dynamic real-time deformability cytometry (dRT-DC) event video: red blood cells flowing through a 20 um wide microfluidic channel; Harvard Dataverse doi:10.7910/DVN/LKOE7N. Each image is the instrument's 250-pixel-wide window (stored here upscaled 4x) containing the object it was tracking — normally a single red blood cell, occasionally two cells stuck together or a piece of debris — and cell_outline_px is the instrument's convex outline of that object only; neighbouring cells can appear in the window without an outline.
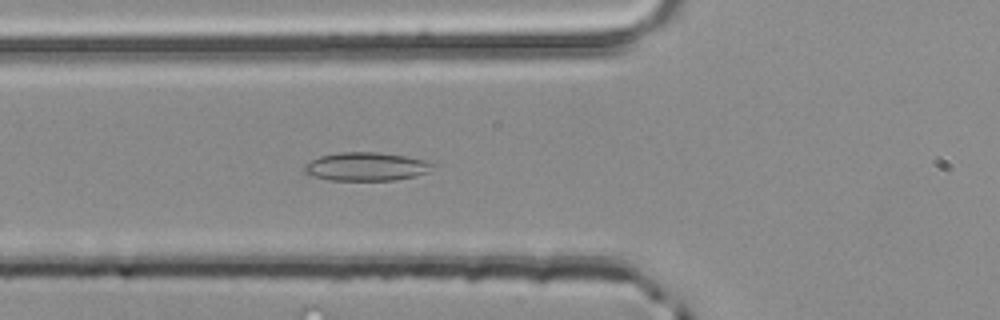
{"species": "common noctule bat (a hibernating species)", "species_latin": "Nyctalus noctula", "temperature_condition": "room temperature", "stored_images_in_passage": 36, "camera_frame_rate_fps": 3000, "um_per_image_px": 0.085, "animal": {"sex": "male", "body_mass_g": 20.4}, "frame": {"image": 1, "passage_image": 4, "time_ms": 1.0, "image_size_px": [1000, 320], "cell_outline_px": [[436, 164], [428, 172], [416, 176], [396, 180], [328, 180], [312, 176], [304, 172], [304, 164], [320, 156], [340, 152], [376, 152], [408, 156], [428, 160]], "centroid_in_image_um": [31.17, 14.16], "position_along_channel_um": 94.6, "area_um2": 21.5}}
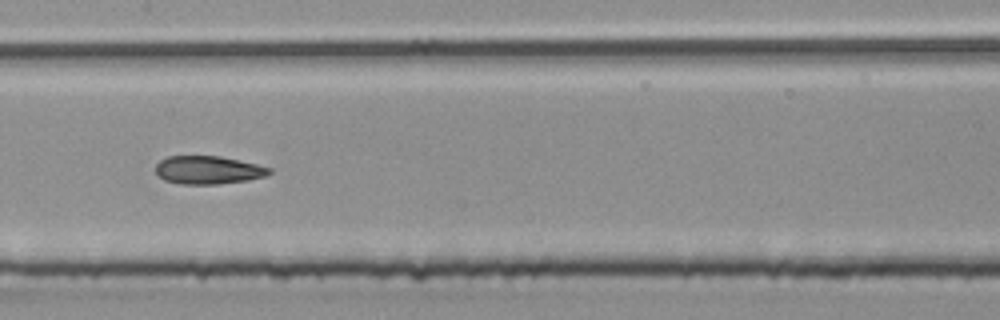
{"frame": {"image": 2, "passage_image": 11, "time_ms": 3.333, "image_size_px": [1000, 320], "cell_outline_px": [[272, 172], [264, 176], [248, 180], [216, 184], [180, 184], [164, 180], [156, 172], [156, 164], [160, 160], [168, 156], [220, 156], [256, 164], [272, 168]], "centroid_in_image_um": [17.68, 14.45], "position_along_channel_um": 189.7, "area_um2": 18.55}}
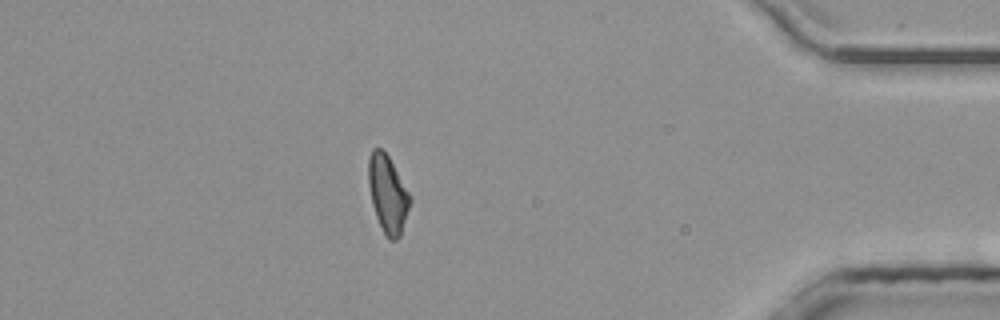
{"frame": {"image": 3, "passage_image": 30, "time_ms": 9.667, "image_size_px": [1000, 320], "cell_outline_px": [[412, 200], [400, 236], [396, 240], [388, 240], [376, 216], [372, 204], [368, 184], [368, 160], [372, 148], [380, 148], [388, 156], [412, 196]], "centroid_in_image_um": [32.97, 16.49], "position_along_channel_um": 402.2, "area_um2": 18.79}, "authors_computed_cell_mechanics": {"area_um2": 18.785, "velocity_mm_per_s": 4.056, "shape_relaxation_time_tau1_ms": null, "shape_relaxation_time_tau2_ms": 3.2371, "deformation_change_tau1": null, "deformation_change_tau2": 0.1179}}